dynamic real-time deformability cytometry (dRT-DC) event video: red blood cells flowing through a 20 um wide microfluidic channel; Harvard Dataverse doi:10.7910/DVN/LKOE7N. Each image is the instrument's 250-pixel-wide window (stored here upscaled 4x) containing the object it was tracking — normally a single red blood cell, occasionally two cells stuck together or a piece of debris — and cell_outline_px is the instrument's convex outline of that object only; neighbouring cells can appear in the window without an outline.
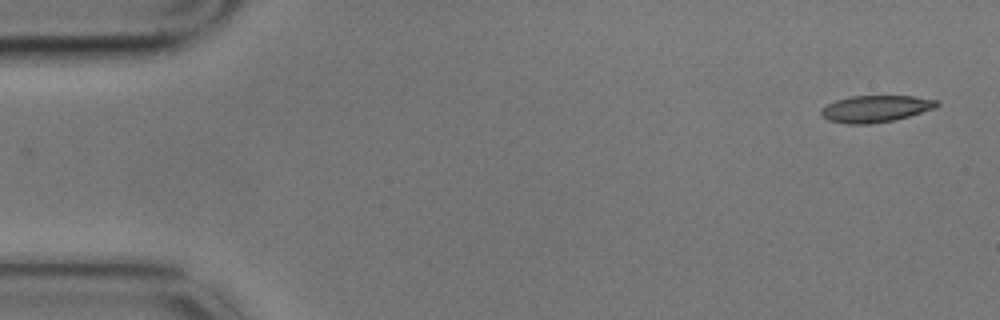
{"species": "common noctule bat (a hibernating species)", "species_latin": "Nyctalus noctula", "temperature_condition": "cold", "stored_images_in_passage": 6, "camera_frame_rate_fps": 3000, "um_per_image_px": 0.085, "animal": {"sex": "male", "body_mass_g": 17.9}, "frame": {"image": 1, "passage_image": 1, "time_ms": 0.0, "image_size_px": [1000, 320], "cell_outline_px": [[940, 104], [936, 108], [908, 116], [892, 120], [868, 124], [848, 124], [828, 120], [820, 116], [820, 112], [828, 104], [836, 100], [852, 96], [912, 96], [940, 100]], "centroid_in_image_um": [74.45, 9.24], "position_along_channel_um": 10.6, "area_um2": 17.98}}
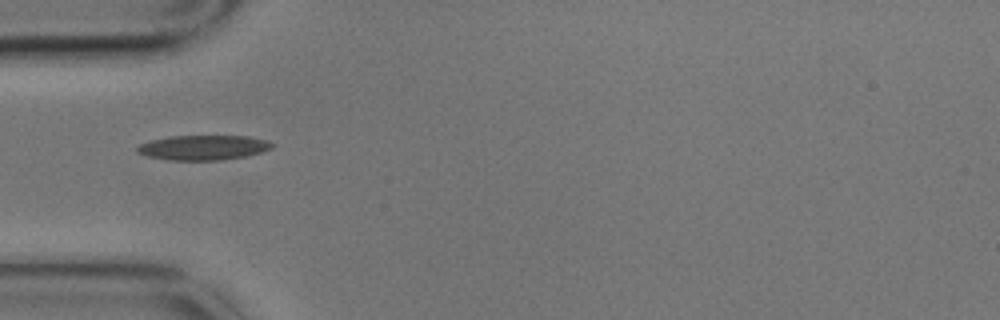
{"frame": {"image": 2, "passage_image": 5, "time_ms": 1.333, "image_size_px": [1000, 320], "cell_outline_px": [[276, 144], [272, 148], [260, 152], [244, 156], [216, 160], [168, 160], [148, 156], [136, 152], [136, 148], [140, 144], [152, 140], [168, 136], [248, 136], [268, 140]], "centroid_in_image_um": [17.28, 12.53], "position_along_channel_um": 67.7, "area_um2": 19.42}}